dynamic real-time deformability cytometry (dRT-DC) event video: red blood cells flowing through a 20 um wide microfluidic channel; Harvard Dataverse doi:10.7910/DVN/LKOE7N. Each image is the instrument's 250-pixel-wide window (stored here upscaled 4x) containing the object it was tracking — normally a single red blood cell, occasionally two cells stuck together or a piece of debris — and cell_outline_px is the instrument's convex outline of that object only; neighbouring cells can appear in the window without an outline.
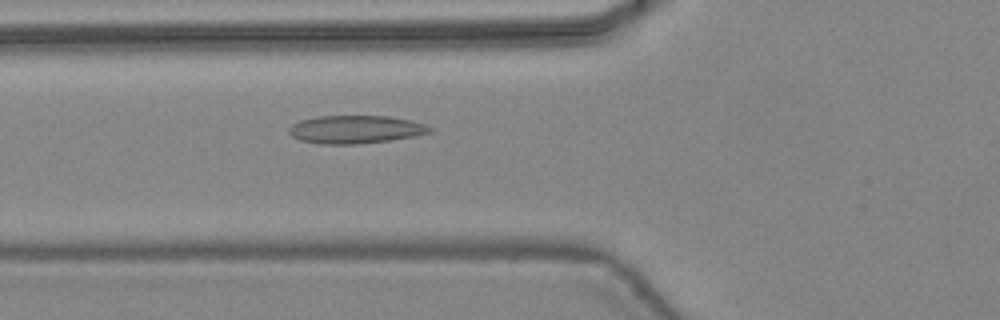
{"species": "common noctule bat (a hibernating species)", "species_latin": "Nyctalus noctula", "temperature_condition": "warm", "stored_images_in_passage": 47, "camera_frame_rate_fps": 3000, "um_per_image_px": 0.085, "animal": {"sex": "female", "body_mass_g": 24.6, "forearm_length_mm": 56.2}, "frame": {"image": 1, "passage_image": 18, "time_ms": 5.667, "image_size_px": [1000, 320], "cell_outline_px": [[432, 132], [412, 136], [388, 140], [356, 144], [320, 144], [300, 140], [292, 136], [288, 132], [288, 128], [292, 124], [300, 120], [316, 116], [388, 116], [412, 120], [424, 124], [432, 128]], "centroid_in_image_um": [30.18, 10.99], "position_along_channel_um": 95.6, "area_um2": 22.95}}
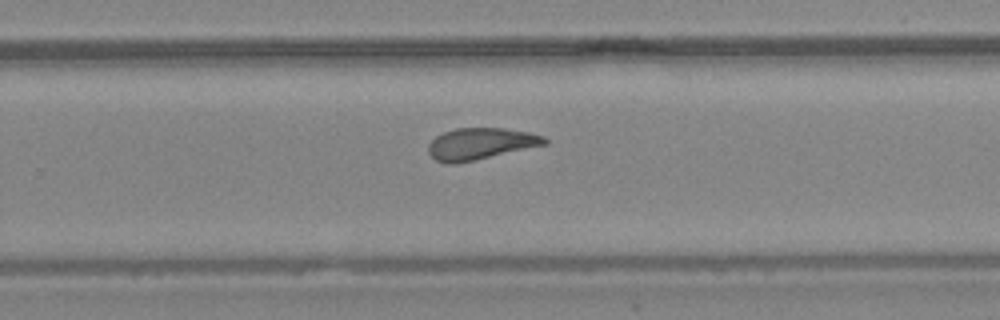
{"frame": {"image": 2, "passage_image": 31, "time_ms": 10.0, "image_size_px": [1000, 320], "cell_outline_px": [[548, 144], [476, 160], [456, 164], [448, 164], [436, 160], [428, 152], [428, 144], [436, 136], [444, 132], [456, 128], [504, 128], [528, 132], [544, 136], [548, 140]], "centroid_in_image_um": [40.85, 12.22], "position_along_channel_um": 288.9, "area_um2": 21.5}}
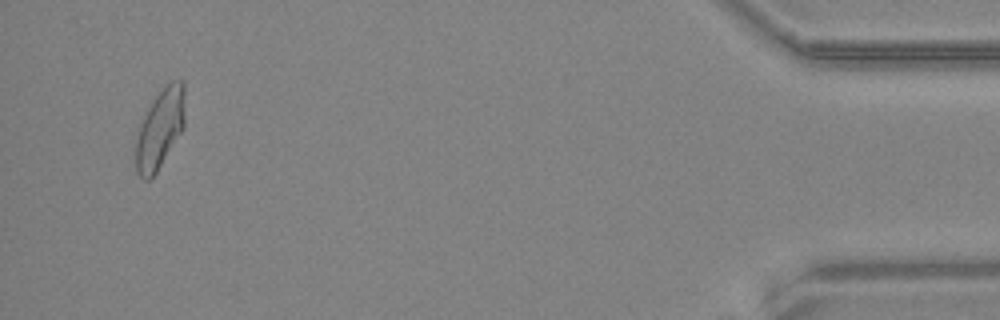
{"frame": {"image": 3, "passage_image": 45, "time_ms": 14.667, "image_size_px": [1000, 320], "cell_outline_px": [[184, 128], [156, 172], [148, 180], [144, 180], [136, 172], [136, 140], [140, 124], [144, 116], [156, 96], [172, 80], [184, 80]], "centroid_in_image_um": [13.61, 10.96], "position_along_channel_um": 421.6, "area_um2": 22.31}, "authors_computed_cell_mechanics": {"area_um2": 22.3108, "velocity_mm_per_s": 4.4649, "shape_relaxation_time_tau1_ms": 10.5784, "shape_relaxation_time_tau2_ms": 1.7465, "deformation_change_tau1": 0.2427, "deformation_change_tau2": 0.0914}}